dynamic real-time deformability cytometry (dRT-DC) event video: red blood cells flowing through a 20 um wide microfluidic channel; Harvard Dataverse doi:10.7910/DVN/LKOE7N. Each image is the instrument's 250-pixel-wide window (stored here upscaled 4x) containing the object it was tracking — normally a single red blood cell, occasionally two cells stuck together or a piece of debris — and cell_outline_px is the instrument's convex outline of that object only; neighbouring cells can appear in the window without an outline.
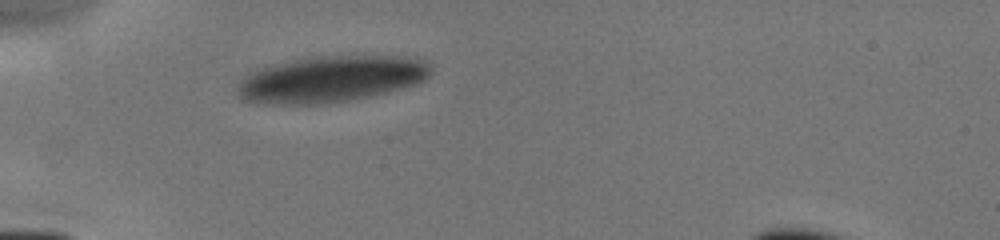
{"species": "human", "species_latin": "Homo sapiens", "temperature_condition": "cold", "stored_images_in_passage": 1, "camera_frame_rate_fps": 3000, "um_per_image_px": 0.085, "donor": {"sex": "male"}, "frame": {"image": 1, "passage_image": 1, "time_ms": 0.0, "image_size_px": [1000, 240], "cell_outline_px": [[432, 72], [424, 80], [416, 84], [388, 92], [348, 100], [316, 104], [264, 104], [244, 100], [236, 96], [236, 88], [244, 76], [248, 72], [260, 68], [304, 56], [416, 56], [432, 64]], "centroid_in_image_um": [28.13, 6.7], "position_along_channel_um": 56.9, "area_um2": 52.83}}